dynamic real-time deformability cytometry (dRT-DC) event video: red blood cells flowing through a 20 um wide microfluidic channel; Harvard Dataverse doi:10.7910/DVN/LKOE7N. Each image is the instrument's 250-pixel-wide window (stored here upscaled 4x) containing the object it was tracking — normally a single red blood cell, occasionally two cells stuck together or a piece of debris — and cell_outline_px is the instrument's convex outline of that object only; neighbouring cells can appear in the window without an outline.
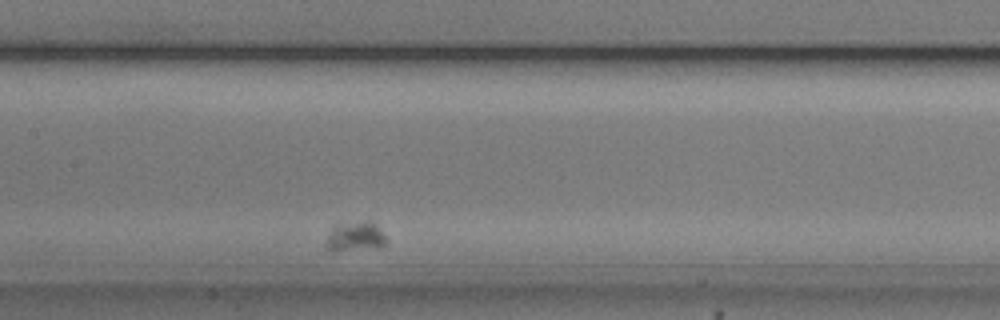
{"species": "common noctule bat (a hibernating species)", "species_latin": "Nyctalus noctula", "temperature_condition": "cold", "stored_images_in_passage": 33, "camera_frame_rate_fps": 3000, "um_per_image_px": 0.085, "animal": {"sex": "male", "body_mass_g": 20.5, "forearm_length_mm": 52.5}, "frame": {"image": 1, "passage_image": 13, "time_ms": 4.0, "image_size_px": [1000, 320], "cell_outline_px": [[388, 244], [380, 248], [328, 248], [324, 244], [328, 232], [336, 224], [364, 220], [372, 220], [384, 236]], "centroid_in_image_um": [30.22, 20.04], "position_along_channel_um": 177.2, "area_um2": 10.12}}